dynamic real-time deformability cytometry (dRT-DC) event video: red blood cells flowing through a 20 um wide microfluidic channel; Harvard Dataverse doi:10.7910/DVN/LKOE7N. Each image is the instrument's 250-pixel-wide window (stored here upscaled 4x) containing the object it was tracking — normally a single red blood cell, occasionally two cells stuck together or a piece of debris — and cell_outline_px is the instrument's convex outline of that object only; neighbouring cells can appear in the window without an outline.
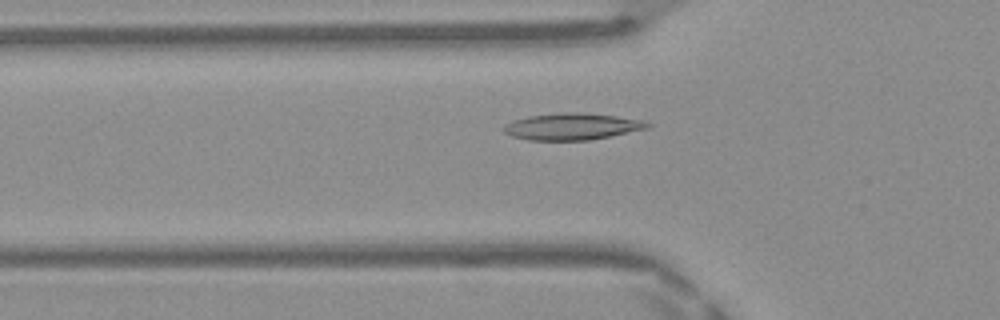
{"species": "Egyptian fruit bat (a non-hibernating species)", "species_latin": "Rousettus aegyptiacus", "temperature_condition": "warm", "stored_images_in_passage": 47, "camera_frame_rate_fps": 3000, "um_per_image_px": 0.085, "frame": {"image": 1, "passage_image": 15, "time_ms": 4.667, "image_size_px": [1000, 320], "cell_outline_px": [[652, 124], [648, 128], [588, 140], [528, 140], [512, 136], [504, 132], [500, 128], [504, 124], [512, 120], [528, 116], [564, 112], [576, 112], [616, 116], [648, 120]], "centroid_in_image_um": [48.6, 10.74], "position_along_channel_um": 77.2, "area_um2": 22.43}}
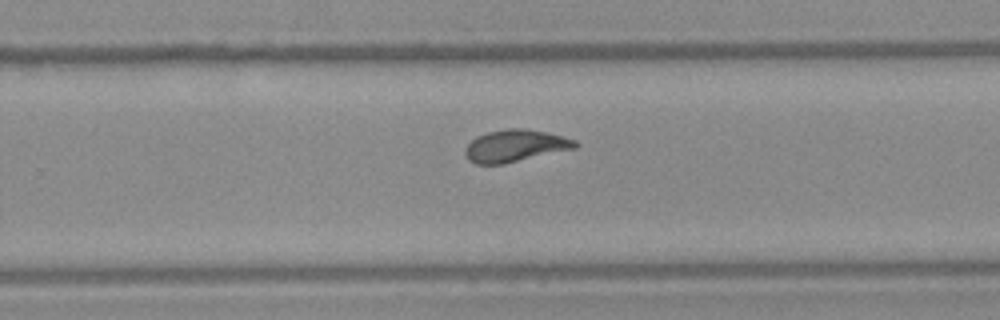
{"frame": {"image": 2, "passage_image": 30, "time_ms": 9.667, "image_size_px": [1000, 320], "cell_outline_px": [[580, 144], [576, 148], [504, 164], [476, 164], [468, 160], [464, 152], [464, 148], [476, 136], [488, 132], [508, 128], [524, 128], [548, 132], [576, 140]], "centroid_in_image_um": [43.8, 12.39], "position_along_channel_um": 286.0, "area_um2": 20.75}}
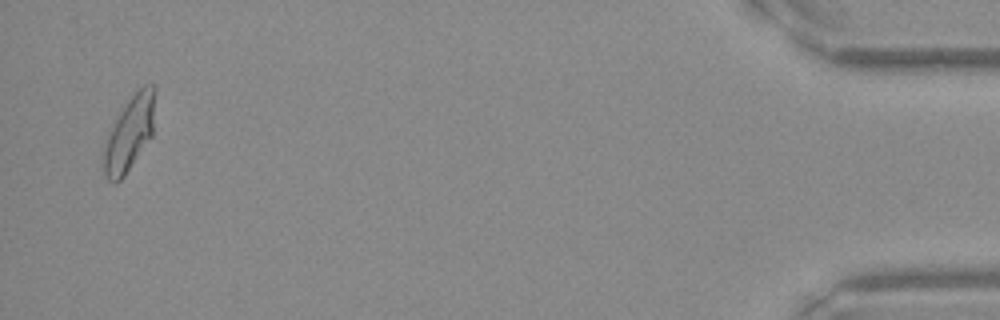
{"frame": {"image": 3, "passage_image": 46, "time_ms": 15.0, "image_size_px": [1000, 320], "cell_outline_px": [[156, 88], [152, 136], [124, 176], [116, 184], [112, 184], [108, 180], [104, 172], [104, 148], [108, 136], [120, 112], [128, 100], [144, 84], [152, 84]], "centroid_in_image_um": [11.03, 11.35], "position_along_channel_um": 424.2, "area_um2": 21.91}, "authors_computed_cell_mechanics": {"area_um2": 20.9814, "velocity_mm_per_s": 4.1616, "shape_relaxation_time_tau1_ms": 5.6547, "shape_relaxation_time_tau2_ms": 0.9619, "deformation_change_tau1": 0.1957, "deformation_change_tau2": 0.0692}}